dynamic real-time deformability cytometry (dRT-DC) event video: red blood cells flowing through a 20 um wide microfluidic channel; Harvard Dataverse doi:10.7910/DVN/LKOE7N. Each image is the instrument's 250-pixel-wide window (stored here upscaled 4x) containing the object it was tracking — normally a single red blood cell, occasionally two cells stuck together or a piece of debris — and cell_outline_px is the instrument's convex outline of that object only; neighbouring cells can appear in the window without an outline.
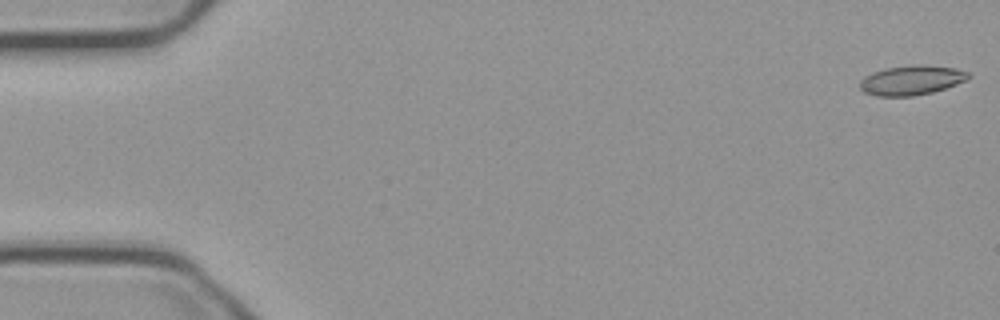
{"species": "common noctule bat (a hibernating species)", "species_latin": "Nyctalus noctula", "temperature_condition": "cold", "stored_images_in_passage": 10, "camera_frame_rate_fps": 3000, "um_per_image_px": 0.085, "animal": {"sex": "male", "body_mass_g": 23.1, "forearm_length_mm": 52.7}, "frame": {"image": 1, "passage_image": 1, "time_ms": 0.0, "image_size_px": [1000, 320], "cell_outline_px": [[972, 76], [968, 80], [932, 92], [912, 96], [876, 96], [864, 92], [860, 88], [860, 80], [864, 76], [872, 72], [884, 68], [920, 64], [956, 68], [968, 72]], "centroid_in_image_um": [77.48, 6.81], "position_along_channel_um": 7.5, "area_um2": 18.79}}